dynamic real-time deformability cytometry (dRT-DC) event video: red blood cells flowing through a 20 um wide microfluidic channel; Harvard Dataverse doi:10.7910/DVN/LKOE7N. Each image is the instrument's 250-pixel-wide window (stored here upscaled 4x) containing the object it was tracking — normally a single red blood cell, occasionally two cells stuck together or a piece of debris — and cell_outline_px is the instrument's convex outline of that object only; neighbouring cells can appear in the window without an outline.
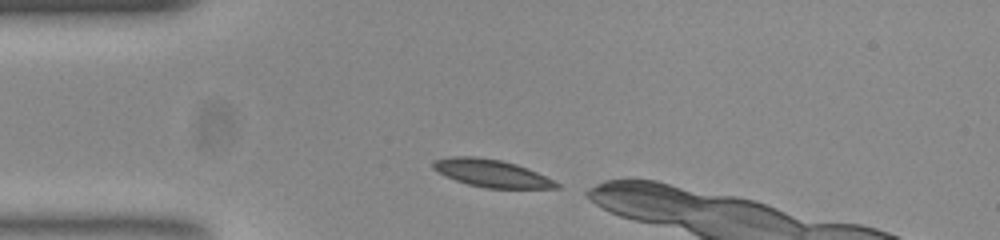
{"species": "common noctule bat (a hibernating species)", "species_latin": "Nyctalus noctula", "temperature_condition": "room temperature", "stored_images_in_passage": 35, "camera_frame_rate_fps": 3000, "um_per_image_px": 0.085, "animal": {"sex": "female", "body_mass_g": 23.0, "forearm_length_mm": 53.4}, "frame": {"image": 1, "passage_image": 1, "time_ms": 0.0, "image_size_px": [1000, 240], "cell_outline_px": [[560, 188], [488, 188], [468, 184], [456, 180], [432, 168], [432, 164], [436, 160], [468, 156], [500, 160], [516, 164], [536, 172], [560, 184]], "centroid_in_image_um": [41.83, 14.75], "position_along_channel_um": 43.2, "area_um2": 19.02}}
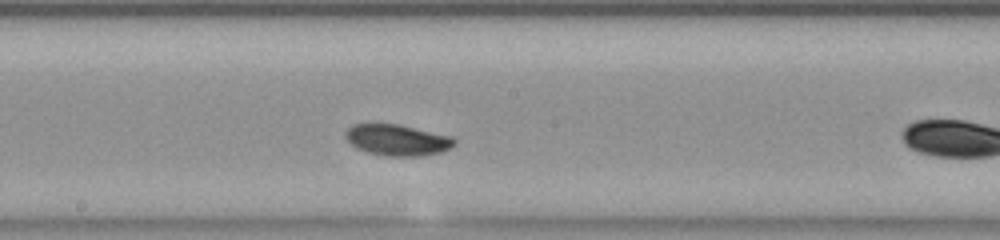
{"frame": {"image": 2, "passage_image": 16, "time_ms": 5.0, "image_size_px": [1000, 240], "cell_outline_px": [[456, 144], [440, 152], [420, 156], [388, 156], [368, 152], [356, 148], [344, 136], [348, 128], [352, 124], [396, 124], [452, 136], [456, 140]], "centroid_in_image_um": [33.77, 11.9], "position_along_channel_um": 214.4, "area_um2": 19.54}}
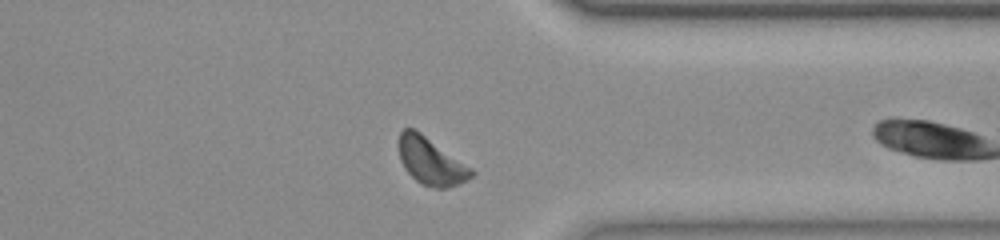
{"frame": {"image": 3, "passage_image": 29, "time_ms": 9.333, "image_size_px": [1000, 240], "cell_outline_px": [[476, 172], [472, 176], [448, 188], [436, 188], [420, 184], [404, 168], [400, 160], [400, 132], [404, 128], [412, 128], [420, 132], [472, 168]], "centroid_in_image_um": [36.62, 13.71], "position_along_channel_um": 374.8, "area_um2": 19.54}, "authors_computed_cell_mechanics": {"area_um2": 19.1896, "velocity_mm_per_s": 3.831, "shape_relaxation_time_tau1_ms": 7.4468, "shape_relaxation_time_tau2_ms": null, "deformation_change_tau1": 0.1945, "deformation_change_tau2": null}}